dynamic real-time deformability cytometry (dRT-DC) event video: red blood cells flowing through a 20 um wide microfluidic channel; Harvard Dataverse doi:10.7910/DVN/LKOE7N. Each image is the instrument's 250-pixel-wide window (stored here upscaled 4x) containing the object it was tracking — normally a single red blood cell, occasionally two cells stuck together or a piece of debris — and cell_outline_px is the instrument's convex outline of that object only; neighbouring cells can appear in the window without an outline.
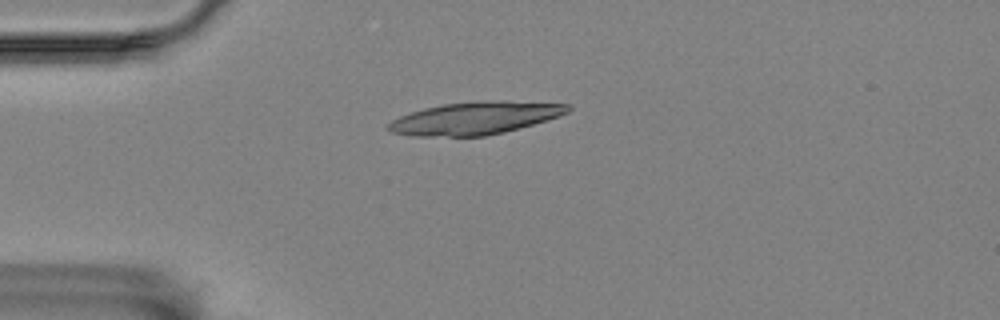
{"species": "Egyptian fruit bat (a non-hibernating species)", "species_latin": "Rousettus aegyptiacus", "temperature_condition": "room temperature", "stored_images_in_passage": 8, "camera_frame_rate_fps": 3000, "um_per_image_px": 0.085, "animal": {"sex": "female"}, "frame": {"image": 1, "passage_image": 4, "time_ms": 3.333, "image_size_px": [1000, 320], "cell_outline_px": [[572, 108], [568, 112], [532, 124], [504, 132], [484, 136], [412, 136], [392, 132], [388, 128], [388, 124], [392, 120], [400, 116], [424, 108], [444, 104], [484, 100], [500, 100], [568, 104]], "centroid_in_image_um": [40.36, 10.03], "position_along_channel_um": 44.6, "area_um2": 33.7}}